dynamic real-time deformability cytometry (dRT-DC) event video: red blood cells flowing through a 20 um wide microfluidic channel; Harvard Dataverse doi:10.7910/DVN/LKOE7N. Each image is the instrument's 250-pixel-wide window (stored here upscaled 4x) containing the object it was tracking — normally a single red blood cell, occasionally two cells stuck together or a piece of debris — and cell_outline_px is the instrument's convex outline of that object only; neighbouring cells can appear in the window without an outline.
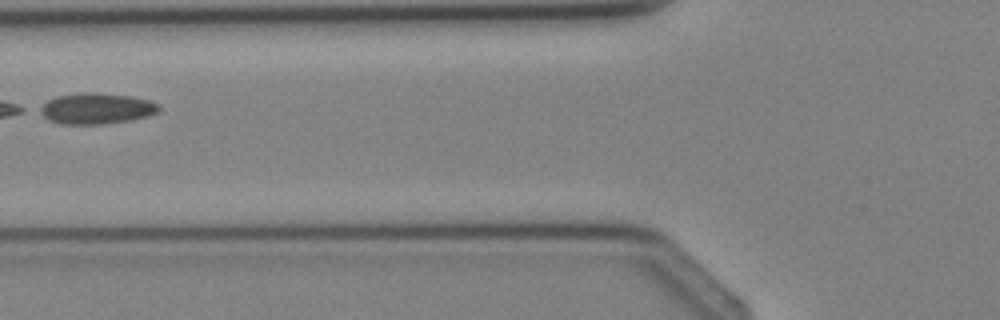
{"species": "Egyptian fruit bat (a non-hibernating species)", "species_latin": "Rousettus aegyptiacus", "temperature_condition": "cold", "stored_images_in_passage": 6, "camera_frame_rate_fps": 3000, "um_per_image_px": 0.085, "animal": {"sex": "female"}, "frame": {"image": 1, "passage_image": 6, "time_ms": 6.0, "image_size_px": [1000, 320], "cell_outline_px": [[160, 112], [148, 116], [132, 120], [104, 124], [60, 124], [48, 120], [36, 112], [36, 108], [48, 100], [56, 96], [88, 92], [96, 92], [132, 96], [148, 100], [160, 104]], "centroid_in_image_um": [8.17, 9.23], "position_along_channel_um": 117.6, "area_um2": 21.91}}